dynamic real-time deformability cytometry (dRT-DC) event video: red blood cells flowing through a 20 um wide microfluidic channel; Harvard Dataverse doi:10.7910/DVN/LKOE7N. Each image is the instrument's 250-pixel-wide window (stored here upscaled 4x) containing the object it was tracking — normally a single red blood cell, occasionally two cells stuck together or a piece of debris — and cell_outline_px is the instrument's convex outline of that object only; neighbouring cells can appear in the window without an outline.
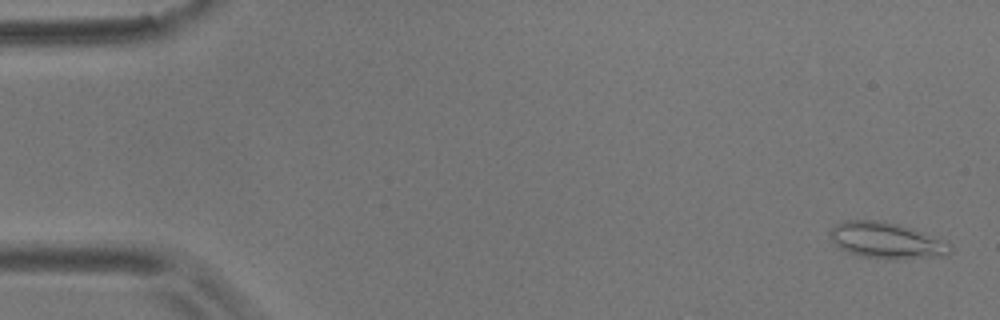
{"species": "common noctule bat (a hibernating species)", "species_latin": "Nyctalus noctula", "temperature_condition": "room temperature", "stored_images_in_passage": 7, "camera_frame_rate_fps": 3000, "um_per_image_px": 0.085, "animal": {"sex": "male", "body_mass_g": 17.9}, "frame": {"image": 1, "passage_image": 1, "time_ms": 0.0, "image_size_px": [1000, 320], "cell_outline_px": [[952, 252], [948, 256], [896, 260], [888, 260], [860, 256], [848, 252], [840, 248], [828, 236], [828, 232], [836, 224], [844, 220], [880, 220], [900, 224], [948, 240], [952, 244]], "centroid_in_image_um": [75.43, 20.45], "position_along_channel_um": 9.6, "area_um2": 26.18}}
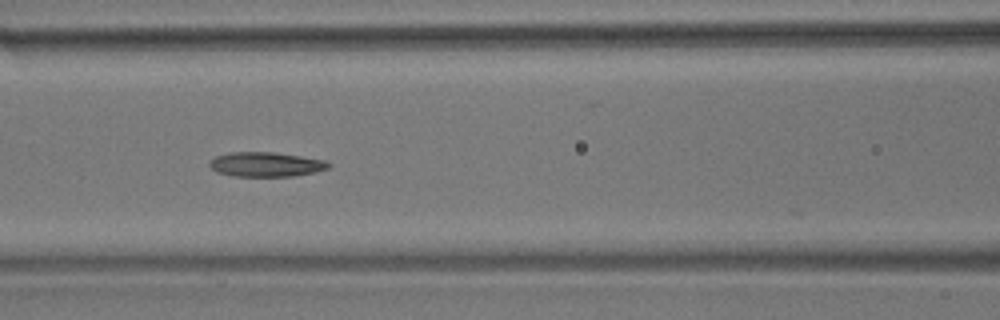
{"frame": {"image": 2, "passage_image": 6, "time_ms": 7.333, "image_size_px": [1000, 320], "cell_outline_px": [[332, 164], [328, 168], [316, 172], [292, 176], [232, 176], [216, 172], [208, 164], [208, 160], [216, 156], [228, 152], [272, 152], [300, 156], [324, 160]], "centroid_in_image_um": [22.56, 13.97], "position_along_channel_um": 144.0, "area_um2": 17.11}}
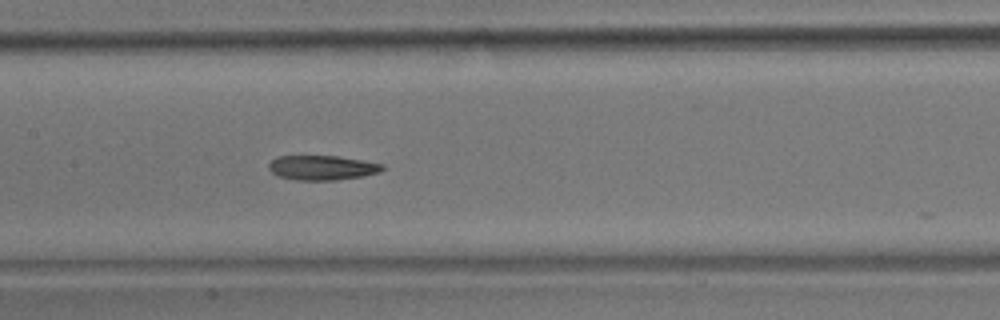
{"frame": {"image": 3, "passage_image": 7, "time_ms": 8.333, "image_size_px": [1000, 320], "cell_outline_px": [[384, 168], [380, 172], [364, 176], [336, 180], [296, 180], [276, 176], [268, 168], [268, 164], [276, 156], [336, 156], [364, 160], [384, 164]], "centroid_in_image_um": [27.38, 14.25], "position_along_channel_um": 180.0, "area_um2": 16.47}}